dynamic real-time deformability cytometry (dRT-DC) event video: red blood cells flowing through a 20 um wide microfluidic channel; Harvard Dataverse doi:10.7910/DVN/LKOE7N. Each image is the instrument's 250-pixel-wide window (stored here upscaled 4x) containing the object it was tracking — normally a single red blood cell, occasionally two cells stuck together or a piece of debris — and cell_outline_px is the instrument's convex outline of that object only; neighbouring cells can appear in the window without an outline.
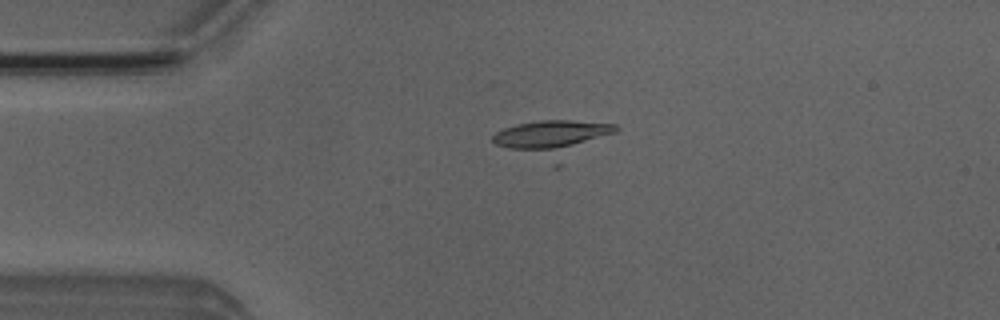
{"species": "Egyptian fruit bat (a non-hibernating species)", "species_latin": "Rousettus aegyptiacus", "temperature_condition": "room temperature", "stored_images_in_passage": 4, "camera_frame_rate_fps": 3000, "um_per_image_px": 0.085, "animal": {"sex": "male"}, "frame": {"image": 1, "passage_image": 3, "time_ms": 3.333, "image_size_px": [1000, 320], "cell_outline_px": [[620, 128], [616, 132], [560, 168], [552, 168], [496, 144], [492, 140], [492, 136], [496, 132], [504, 128], [516, 124], [540, 120], [568, 120], [616, 124]], "centroid_in_image_um": [47.04, 11.86], "position_along_channel_um": 38.0, "area_um2": 27.69}}